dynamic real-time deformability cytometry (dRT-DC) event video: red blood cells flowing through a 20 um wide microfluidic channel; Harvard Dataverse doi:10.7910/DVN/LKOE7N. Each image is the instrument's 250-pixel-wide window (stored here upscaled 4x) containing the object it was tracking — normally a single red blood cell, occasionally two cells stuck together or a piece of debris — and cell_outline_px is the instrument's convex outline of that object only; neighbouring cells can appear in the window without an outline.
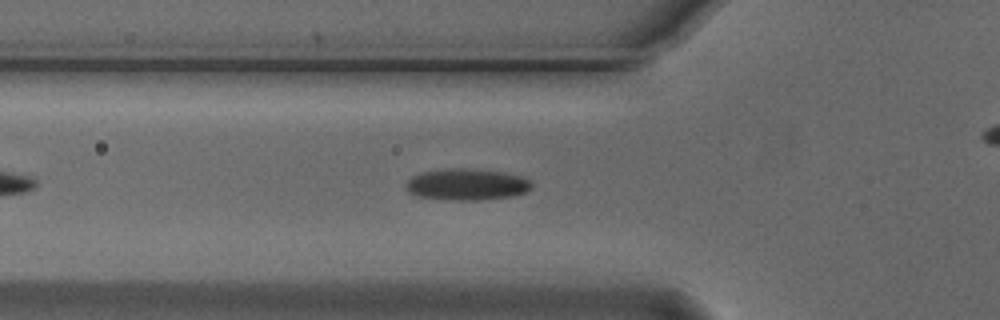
{"species": "Egyptian fruit bat (a non-hibernating species)", "species_latin": "Rousettus aegyptiacus", "temperature_condition": "cold", "stored_images_in_passage": 29, "camera_frame_rate_fps": 3000, "um_per_image_px": 0.085, "animal": {"sex": "male"}, "frame": {"image": 1, "passage_image": 9, "time_ms": 2.667, "image_size_px": [1000, 320], "cell_outline_px": [[532, 188], [524, 192], [512, 196], [480, 200], [448, 200], [412, 196], [404, 188], [404, 184], [412, 176], [420, 172], [444, 168], [468, 168], [504, 172], [524, 176], [532, 180]], "centroid_in_image_um": [39.64, 15.67], "position_along_channel_um": 86.2, "area_um2": 23.7}}
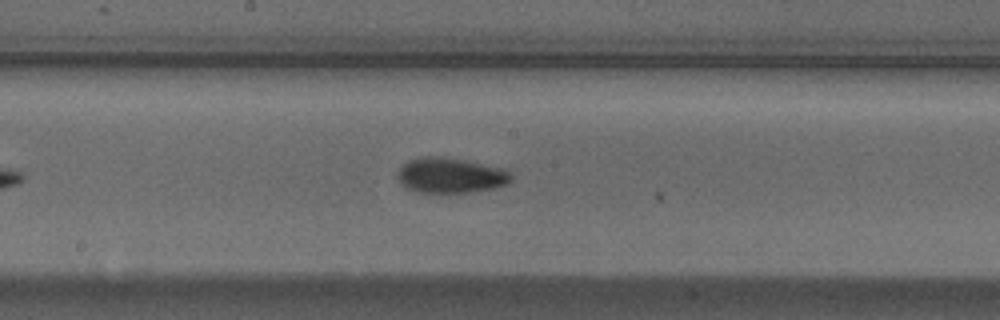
{"frame": {"image": 2, "passage_image": 19, "time_ms": 6.0, "image_size_px": [1000, 320], "cell_outline_px": [[512, 180], [508, 184], [492, 188], [448, 196], [416, 192], [400, 184], [396, 176], [396, 172], [400, 164], [408, 160], [420, 156], [440, 156], [464, 160], [504, 168], [512, 176]], "centroid_in_image_um": [38.22, 14.94], "position_along_channel_um": 210.0, "area_um2": 24.39}}
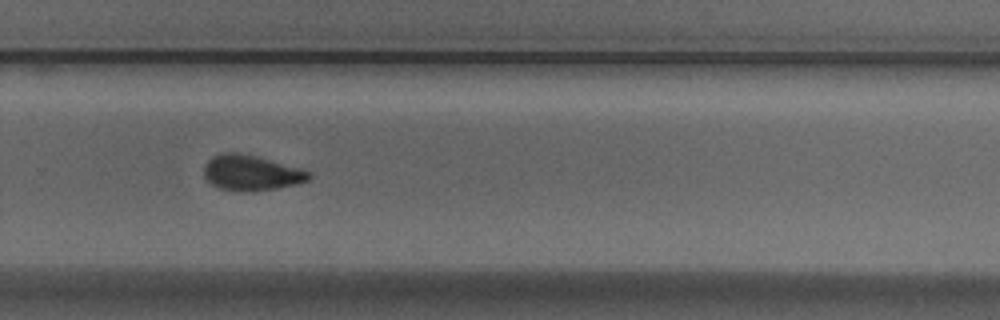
{"frame": {"image": 3, "passage_image": 27, "time_ms": 8.667, "image_size_px": [1000, 320], "cell_outline_px": [[312, 176], [308, 180], [296, 184], [276, 188], [252, 192], [236, 192], [220, 188], [212, 184], [204, 176], [204, 164], [212, 156], [224, 152], [240, 152], [256, 156], [300, 168], [312, 172]], "centroid_in_image_um": [21.34, 14.69], "position_along_channel_um": 308.5, "area_um2": 21.85}}